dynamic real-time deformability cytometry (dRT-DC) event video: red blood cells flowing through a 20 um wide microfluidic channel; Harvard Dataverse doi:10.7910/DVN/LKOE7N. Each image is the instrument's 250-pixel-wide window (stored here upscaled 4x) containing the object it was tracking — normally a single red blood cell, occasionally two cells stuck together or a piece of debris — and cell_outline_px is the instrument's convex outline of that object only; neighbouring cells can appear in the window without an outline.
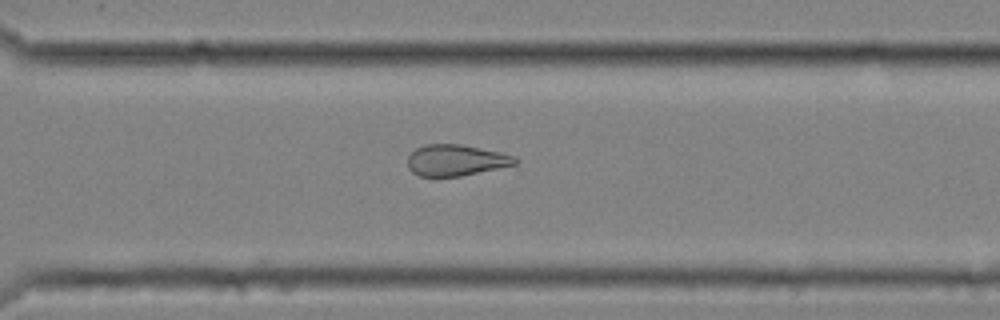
{"species": "common noctule bat (a hibernating species)", "species_latin": "Nyctalus noctula", "temperature_condition": "cold", "stored_images_in_passage": 38, "camera_frame_rate_fps": 3000, "um_per_image_px": 0.085, "animal": {"sex": "female", "body_mass_g": 25.1}, "frame": {"image": 1, "passage_image": 27, "time_ms": 8.667, "image_size_px": [1000, 320], "cell_outline_px": [[520, 160], [516, 164], [460, 176], [420, 176], [412, 172], [408, 168], [408, 156], [416, 148], [424, 144], [460, 144], [500, 152], [516, 156]], "centroid_in_image_um": [38.75, 13.61], "position_along_channel_um": 331.8, "area_um2": 19.48}}